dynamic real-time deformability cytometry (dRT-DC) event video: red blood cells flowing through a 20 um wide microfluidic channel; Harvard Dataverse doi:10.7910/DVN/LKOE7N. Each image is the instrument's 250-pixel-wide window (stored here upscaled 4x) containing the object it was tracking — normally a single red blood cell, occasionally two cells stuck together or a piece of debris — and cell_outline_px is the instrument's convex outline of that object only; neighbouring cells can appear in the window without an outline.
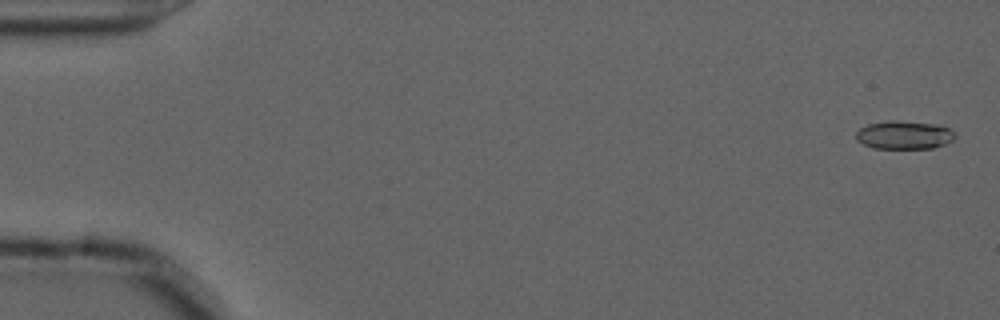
{"species": "common noctule bat (a hibernating species)", "species_latin": "Nyctalus noctula", "temperature_condition": "cold", "stored_images_in_passage": 12, "camera_frame_rate_fps": 3000, "um_per_image_px": 0.085, "animal": {"sex": "male", "forearm_length_mm": 52.5}, "frame": {"image": 1, "passage_image": 2, "time_ms": 0.333, "image_size_px": [1000, 320], "cell_outline_px": [[956, 136], [952, 140], [944, 144], [932, 148], [872, 148], [856, 140], [856, 132], [860, 128], [868, 124], [892, 120], [900, 120], [936, 124], [948, 128], [956, 132]], "centroid_in_image_um": [76.85, 11.46], "position_along_channel_um": 8.1, "area_um2": 16.36}}